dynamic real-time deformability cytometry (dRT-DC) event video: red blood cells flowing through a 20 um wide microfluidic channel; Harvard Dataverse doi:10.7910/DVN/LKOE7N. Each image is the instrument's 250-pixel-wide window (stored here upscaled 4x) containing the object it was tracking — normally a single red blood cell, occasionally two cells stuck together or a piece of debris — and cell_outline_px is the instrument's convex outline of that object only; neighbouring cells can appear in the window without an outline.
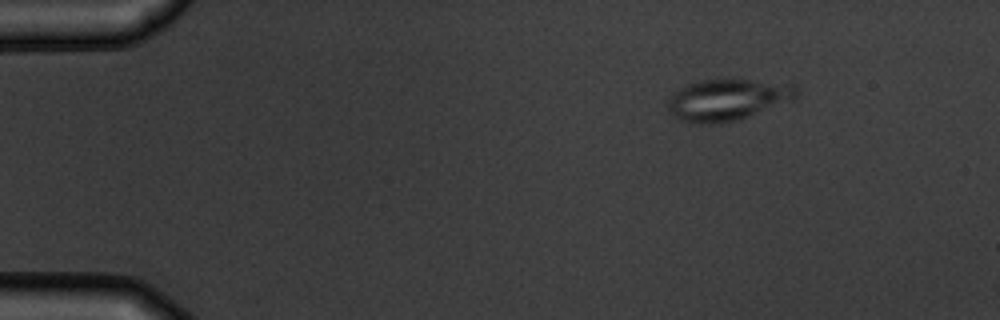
{"species": "common noctule bat (a hibernating species)", "species_latin": "Nyctalus noctula", "temperature_condition": "warm", "stored_images_in_passage": 3, "camera_frame_rate_fps": 3000, "um_per_image_px": 0.085, "animal": {"sex": "male", "body_mass_g": 19.5, "forearm_length_mm": 54.6}, "frame": {"image": 1, "passage_image": 1, "time_ms": 0.0, "image_size_px": [1000, 320], "cell_outline_px": [[800, 92], [792, 100], [720, 124], [692, 124], [680, 120], [668, 112], [668, 100], [680, 88], [688, 84], [700, 80], [748, 80], [796, 84]], "centroid_in_image_um": [61.81, 8.48], "position_along_channel_um": 23.2, "area_um2": 30.58}}